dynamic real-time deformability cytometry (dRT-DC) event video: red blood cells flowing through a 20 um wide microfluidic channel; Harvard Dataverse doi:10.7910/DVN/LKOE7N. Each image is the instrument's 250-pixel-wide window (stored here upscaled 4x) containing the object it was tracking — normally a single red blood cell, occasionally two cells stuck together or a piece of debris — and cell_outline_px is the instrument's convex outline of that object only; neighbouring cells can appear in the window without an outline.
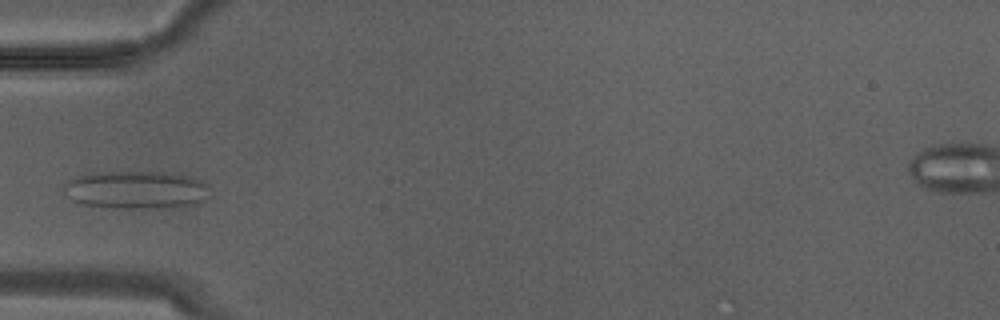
{"species": "Egyptian fruit bat (a non-hibernating species)", "species_latin": "Rousettus aegyptiacus", "temperature_condition": "warm", "stored_images_in_passage": 8, "camera_frame_rate_fps": 3000, "um_per_image_px": 0.085, "animal": {"sex": "male"}, "frame": {"image": 1, "passage_image": 7, "time_ms": 2.0, "image_size_px": [1000, 320], "cell_outline_px": [[208, 184], [200, 204], [184, 208], [112, 208], [84, 204], [72, 200], [68, 196], [64, 188], [64, 184], [68, 180], [92, 172], [164, 172], [196, 176]], "centroid_in_image_um": [11.62, 16.14], "position_along_channel_um": 73.4, "area_um2": 32.6}}